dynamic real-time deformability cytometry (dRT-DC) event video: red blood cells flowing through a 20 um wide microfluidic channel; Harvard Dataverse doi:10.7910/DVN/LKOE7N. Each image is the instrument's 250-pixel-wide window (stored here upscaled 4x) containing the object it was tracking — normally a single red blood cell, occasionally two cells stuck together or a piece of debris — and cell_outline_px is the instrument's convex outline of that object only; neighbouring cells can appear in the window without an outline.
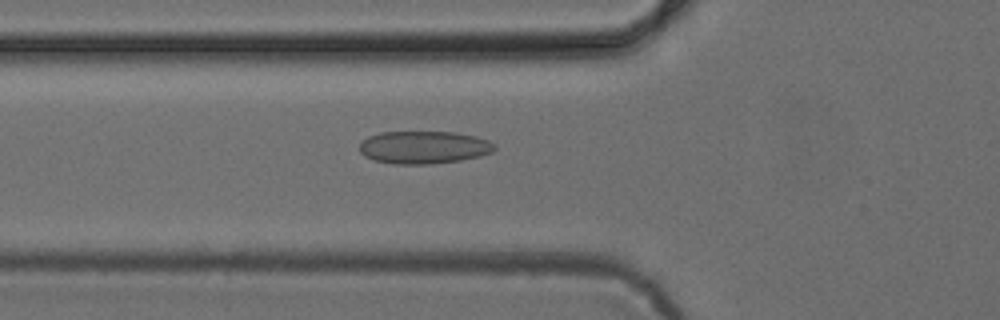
{"species": "common noctule bat (a hibernating species)", "species_latin": "Nyctalus noctula", "temperature_condition": "cold", "stored_images_in_passage": 36, "camera_frame_rate_fps": 3000, "um_per_image_px": 0.085, "animal": {"sex": "female", "body_mass_g": 24.6, "forearm_length_mm": 56.2}, "frame": {"image": 1, "passage_image": 3, "time_ms": 0.667, "image_size_px": [1000, 320], "cell_outline_px": [[496, 148], [492, 152], [480, 156], [460, 160], [428, 164], [396, 164], [376, 160], [364, 156], [360, 152], [360, 144], [368, 136], [380, 132], [456, 132], [476, 136], [488, 140], [496, 144]], "centroid_in_image_um": [36.05, 12.51], "position_along_channel_um": 89.7, "area_um2": 25.72}}
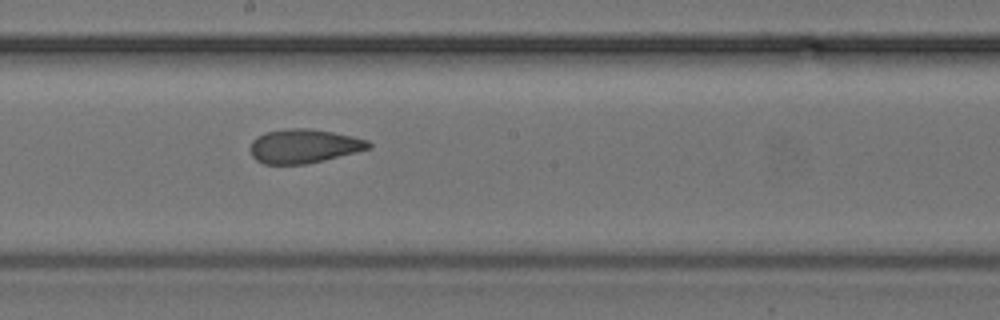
{"frame": {"image": 2, "passage_image": 13, "time_ms": 4.0, "image_size_px": [1000, 320], "cell_outline_px": [[372, 148], [324, 160], [304, 164], [264, 164], [256, 160], [252, 156], [252, 140], [256, 136], [264, 132], [288, 128], [312, 128], [352, 136], [368, 140], [372, 144]], "centroid_in_image_um": [25.84, 12.41], "position_along_channel_um": 222.4, "area_um2": 23.47}}
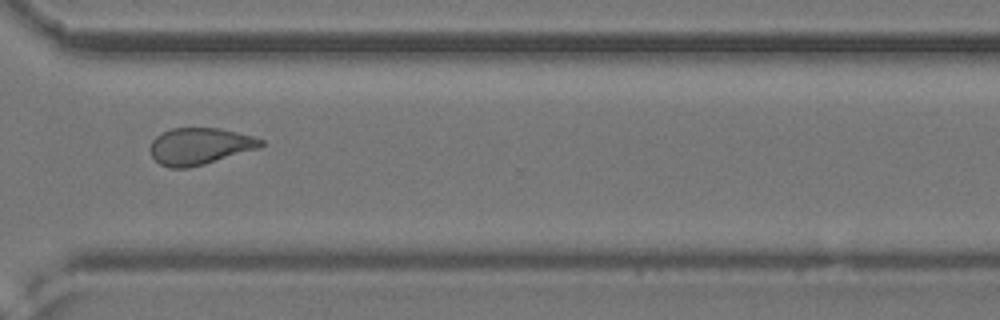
{"frame": {"image": 3, "passage_image": 23, "time_ms": 7.333, "image_size_px": [1000, 320], "cell_outline_px": [[264, 144], [260, 148], [204, 164], [188, 168], [168, 168], [160, 164], [152, 156], [148, 148], [152, 140], [156, 136], [172, 128], [220, 128], [252, 136], [264, 140]], "centroid_in_image_um": [16.96, 12.43], "position_along_channel_um": 353.6, "area_um2": 23.76}, "authors_computed_cell_mechanics": {"area_um2": 23.8136, "velocity_mm_per_s": 3.9448, "shape_relaxation_time_tau1_ms": 10.1832, "shape_relaxation_time_tau2_ms": 1.6534, "deformation_change_tau1": 0.1966, "deformation_change_tau2": 0.0802}}